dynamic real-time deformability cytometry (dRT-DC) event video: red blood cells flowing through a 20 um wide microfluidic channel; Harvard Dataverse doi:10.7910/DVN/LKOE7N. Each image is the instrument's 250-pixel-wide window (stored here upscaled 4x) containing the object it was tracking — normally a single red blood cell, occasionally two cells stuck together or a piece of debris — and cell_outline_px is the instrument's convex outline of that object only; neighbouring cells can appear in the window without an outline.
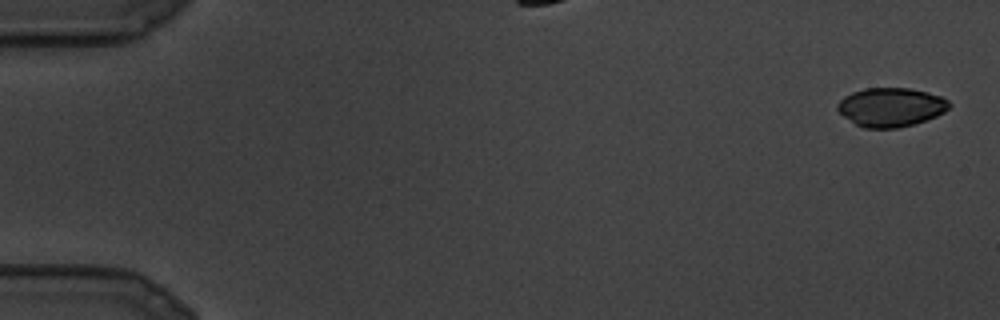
{"species": "common noctule bat (a hibernating species)", "species_latin": "Nyctalus noctula", "temperature_condition": "cold", "stored_images_in_passage": 8, "camera_frame_rate_fps": 3000, "um_per_image_px": 0.085, "animal": {"sex": "male", "body_mass_g": 19.5, "forearm_length_mm": 54.6}, "frame": {"image": 1, "passage_image": 1, "time_ms": 0.0, "image_size_px": [1000, 320], "cell_outline_px": [[952, 104], [944, 112], [936, 116], [912, 124], [896, 128], [864, 128], [856, 124], [844, 116], [836, 108], [836, 104], [844, 96], [852, 92], [864, 88], [908, 88], [928, 92], [940, 96], [948, 100]], "centroid_in_image_um": [75.71, 9.1], "position_along_channel_um": 9.3, "area_um2": 25.2}}